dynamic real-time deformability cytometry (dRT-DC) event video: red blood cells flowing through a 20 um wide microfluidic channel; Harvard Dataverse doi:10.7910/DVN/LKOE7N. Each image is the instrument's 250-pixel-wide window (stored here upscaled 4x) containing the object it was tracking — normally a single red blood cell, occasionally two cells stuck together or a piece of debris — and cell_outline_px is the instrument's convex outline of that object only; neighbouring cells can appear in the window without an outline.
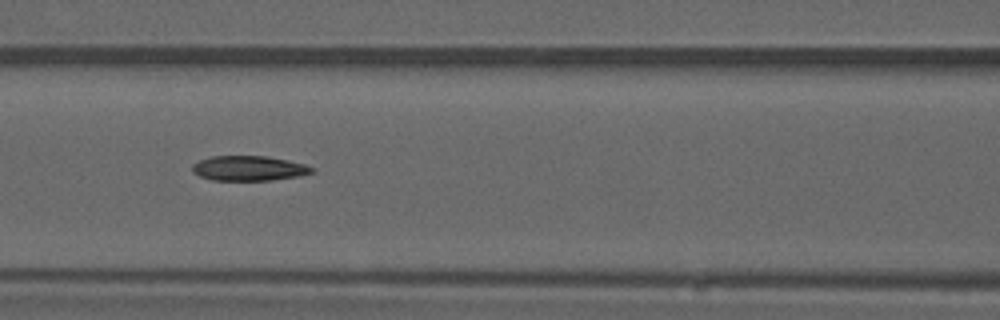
{"species": "common noctule bat (a hibernating species)", "species_latin": "Nyctalus noctula", "temperature_condition": "warm", "stored_images_in_passage": 51, "camera_frame_rate_fps": 3000, "um_per_image_px": 0.085, "animal": {"sex": "male", "forearm_length_mm": 52.5}, "frame": {"image": 1, "passage_image": 22, "time_ms": 7.0, "image_size_px": [1000, 320], "cell_outline_px": [[316, 172], [300, 176], [272, 180], [212, 180], [200, 176], [192, 172], [192, 164], [200, 160], [212, 156], [268, 156], [288, 160], [304, 164], [316, 168]], "centroid_in_image_um": [21.19, 14.3], "position_along_channel_um": 145.4, "area_um2": 17.51}, "authors_computed_cell_mechanics": {"area_um2": 17.9758, "velocity_mm_per_s": 3.9898, "shape_relaxation_time_tau1_ms": null, "shape_relaxation_time_tau2_ms": 4.415, "deformation_change_tau1": null, "deformation_change_tau2": 0.1446}}